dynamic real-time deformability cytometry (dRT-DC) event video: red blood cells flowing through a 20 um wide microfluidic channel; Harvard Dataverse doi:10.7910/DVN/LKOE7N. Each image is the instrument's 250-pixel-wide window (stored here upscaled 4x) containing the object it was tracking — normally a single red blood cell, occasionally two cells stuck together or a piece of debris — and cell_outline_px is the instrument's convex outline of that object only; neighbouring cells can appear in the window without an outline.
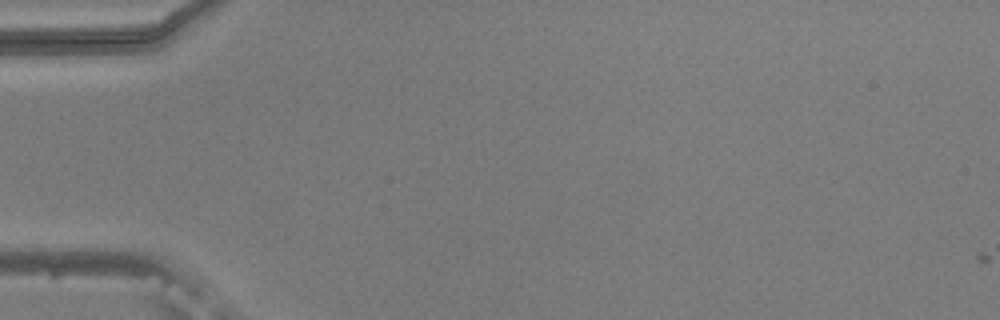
{"species": "common noctule bat (a hibernating species)", "species_latin": "Nyctalus noctula", "temperature_condition": "warm", "stored_images_in_passage": 3, "camera_frame_rate_fps": 3000, "um_per_image_px": 0.085, "animal": {"sex": "male", "body_mass_g": 20.5, "forearm_length_mm": 52.5}, "frame": {"image": 1, "passage_image": 1, "time_ms": 0.0, "image_size_px": [1000, 320], "cell_outline_px": [[144, 260], [84, 260], [36, 256], [28, 252], [32, 248], [52, 244], [96, 244], [140, 252]], "centroid_in_image_um": [7.28, 21.45], "position_along_channel_um": 77.7, "area_um2": 10.29}}